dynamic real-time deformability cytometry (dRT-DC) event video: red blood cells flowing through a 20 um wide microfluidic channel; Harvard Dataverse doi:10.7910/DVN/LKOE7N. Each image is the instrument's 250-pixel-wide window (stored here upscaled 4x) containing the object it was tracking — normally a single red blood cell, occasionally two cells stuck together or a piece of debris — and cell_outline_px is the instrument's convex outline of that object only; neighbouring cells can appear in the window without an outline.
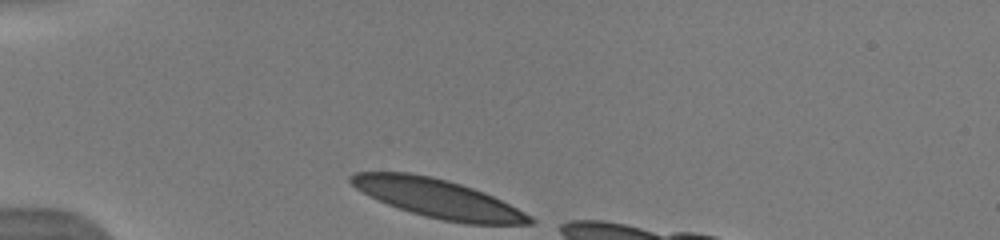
{"species": "human", "species_latin": "Homo sapiens", "temperature_condition": "warm", "stored_images_in_passage": 34, "camera_frame_rate_fps": 3000, "um_per_image_px": 0.085, "donor": {"sex": "male"}, "frame": {"image": 1, "passage_image": 1, "time_ms": 0.0, "image_size_px": [1000, 240], "cell_outline_px": [[536, 220], [532, 224], [464, 224], [424, 216], [388, 204], [356, 188], [348, 180], [348, 176], [356, 172], [408, 172], [432, 176], [460, 184], [484, 192], [532, 216]], "centroid_in_image_um": [37.24, 16.87], "position_along_channel_um": 47.8, "area_um2": 39.71}}
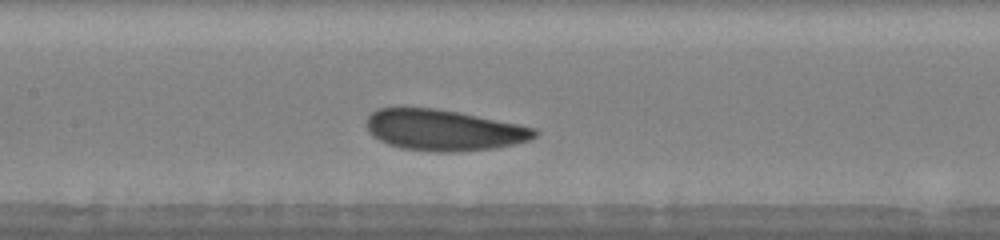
{"frame": {"image": 2, "passage_image": 13, "time_ms": 4.0, "image_size_px": [1000, 240], "cell_outline_px": [[540, 132], [536, 136], [528, 140], [496, 148], [456, 152], [436, 152], [400, 148], [388, 144], [372, 136], [368, 132], [368, 116], [376, 108], [436, 108], [536, 128]], "centroid_in_image_um": [37.69, 11.07], "position_along_channel_um": 169.7, "area_um2": 39.88}}
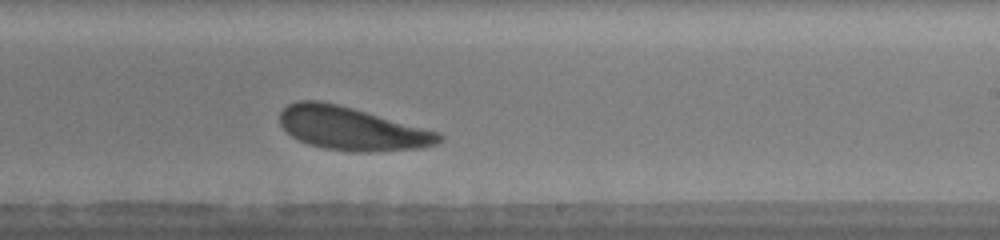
{"frame": {"image": 3, "passage_image": 20, "time_ms": 6.333, "image_size_px": [1000, 240], "cell_outline_px": [[444, 140], [436, 144], [424, 148], [372, 152], [352, 152], [324, 148], [308, 144], [292, 136], [280, 124], [280, 112], [288, 104], [300, 100], [320, 100], [352, 108], [440, 132], [444, 136]], "centroid_in_image_um": [29.94, 10.94], "position_along_channel_um": 259.1, "area_um2": 40.11}}